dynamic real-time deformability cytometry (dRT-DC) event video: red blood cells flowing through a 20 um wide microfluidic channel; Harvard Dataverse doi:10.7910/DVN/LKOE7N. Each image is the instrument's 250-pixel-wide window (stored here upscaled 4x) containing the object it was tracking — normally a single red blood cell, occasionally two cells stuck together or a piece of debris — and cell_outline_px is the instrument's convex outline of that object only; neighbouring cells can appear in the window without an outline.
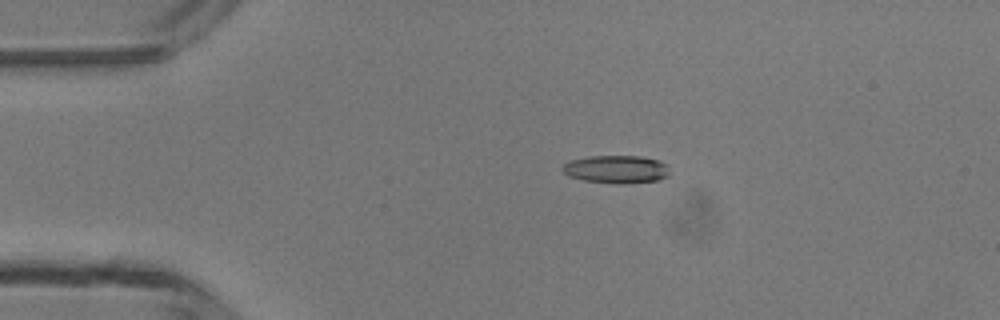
{"species": "common noctule bat (a hibernating species)", "species_latin": "Nyctalus noctula", "temperature_condition": "room temperature", "stored_images_in_passage": 2, "camera_frame_rate_fps": 3000, "um_per_image_px": 0.085, "animal": {"sex": "male", "body_mass_g": 13.3}, "frame": {"image": 1, "passage_image": 1, "time_ms": 0.0, "image_size_px": [1000, 320], "cell_outline_px": [[668, 176], [660, 180], [624, 184], [620, 184], [584, 180], [568, 176], [560, 168], [568, 160], [588, 156], [640, 156], [660, 160], [664, 164], [668, 172]], "centroid_in_image_um": [52.35, 14.38], "position_along_channel_um": 32.6, "area_um2": 17.51}}